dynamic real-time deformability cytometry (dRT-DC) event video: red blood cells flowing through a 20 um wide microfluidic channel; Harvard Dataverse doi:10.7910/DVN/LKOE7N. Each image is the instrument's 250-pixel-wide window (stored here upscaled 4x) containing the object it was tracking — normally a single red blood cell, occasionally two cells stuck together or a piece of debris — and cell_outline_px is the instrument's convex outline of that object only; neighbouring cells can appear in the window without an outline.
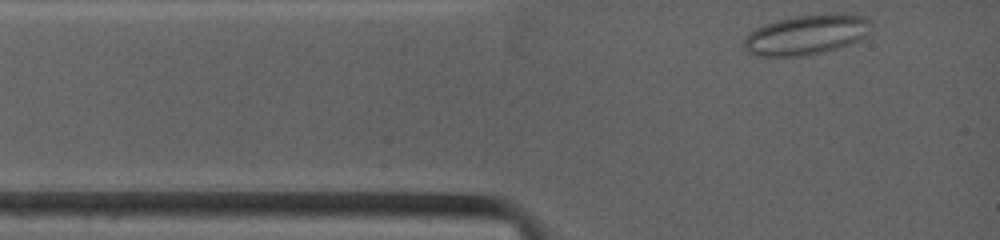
{"species": "common noctule bat (a hibernating species)", "species_latin": "Nyctalus noctula", "temperature_condition": "warm", "stored_images_in_passage": 6, "camera_frame_rate_fps": 4500, "um_per_image_px": 0.085, "animal": {"sex": "female", "body_mass_g": 19.0, "forearm_length_mm": 53.3}, "frame": {"image": 1, "passage_image": 1, "time_ms": 0.0, "image_size_px": [1000, 240], "cell_outline_px": [[872, 20], [864, 36], [860, 40], [840, 48], [824, 52], [800, 56], [756, 56], [748, 52], [744, 48], [744, 40], [756, 28], [764, 24], [776, 20], [796, 16], [836, 12], [852, 12], [864, 16]], "centroid_in_image_um": [68.59, 2.93], "position_along_channel_um": 16.4, "area_um2": 29.94}}
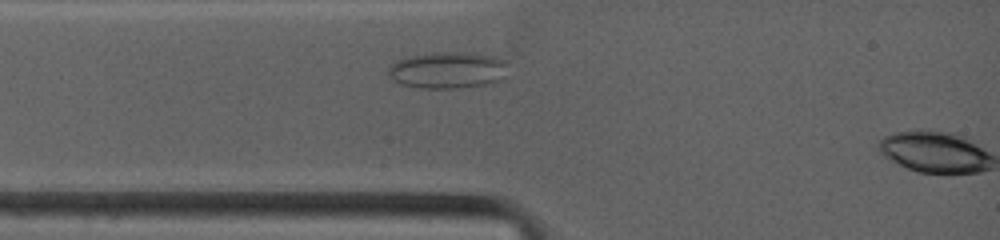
{"frame": {"image": 2, "passage_image": 5, "time_ms": 1.333, "image_size_px": [1000, 240], "cell_outline_px": [[508, 64], [504, 76], [496, 80], [484, 84], [460, 88], [420, 88], [404, 84], [388, 76], [388, 68], [396, 60], [408, 56], [432, 52], [460, 52], [492, 56], [508, 60]], "centroid_in_image_um": [38.04, 5.94], "position_along_channel_um": 47.0, "area_um2": 25.37}}